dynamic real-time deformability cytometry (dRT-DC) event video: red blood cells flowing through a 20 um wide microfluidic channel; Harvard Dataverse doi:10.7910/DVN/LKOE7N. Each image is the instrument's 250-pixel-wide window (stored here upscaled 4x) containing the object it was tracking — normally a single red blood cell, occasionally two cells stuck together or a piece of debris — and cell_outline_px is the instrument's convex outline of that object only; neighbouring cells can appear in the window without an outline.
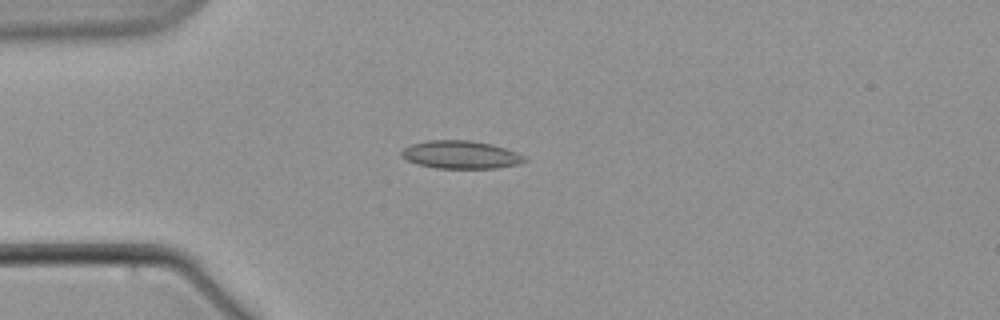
{"species": "common noctule bat (a hibernating species)", "species_latin": "Nyctalus noctula", "temperature_condition": "warm", "stored_images_in_passage": 6, "camera_frame_rate_fps": 3000, "um_per_image_px": 0.085, "animal": {"sex": "male", "body_mass_g": 21.5, "forearm_length_mm": 52.0}, "frame": {"image": 1, "passage_image": 4, "time_ms": 4.333, "image_size_px": [1000, 320], "cell_outline_px": [[528, 160], [516, 164], [496, 168], [436, 168], [420, 164], [408, 160], [400, 156], [400, 152], [404, 148], [412, 144], [428, 140], [472, 140], [492, 144], [516, 152], [524, 156]], "centroid_in_image_um": [39.15, 13.14], "position_along_channel_um": 45.8, "area_um2": 19.88}}
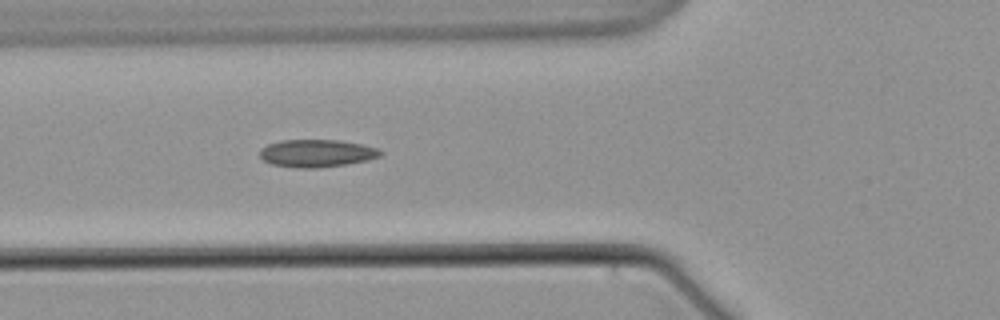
{"frame": {"image": 2, "passage_image": 6, "time_ms": 6.667, "image_size_px": [1000, 320], "cell_outline_px": [[384, 152], [380, 156], [368, 160], [344, 164], [316, 168], [300, 168], [272, 164], [264, 160], [260, 156], [260, 148], [268, 144], [280, 140], [340, 140], [380, 148]], "centroid_in_image_um": [26.94, 13.02], "position_along_channel_um": 98.9, "area_um2": 19.36}}